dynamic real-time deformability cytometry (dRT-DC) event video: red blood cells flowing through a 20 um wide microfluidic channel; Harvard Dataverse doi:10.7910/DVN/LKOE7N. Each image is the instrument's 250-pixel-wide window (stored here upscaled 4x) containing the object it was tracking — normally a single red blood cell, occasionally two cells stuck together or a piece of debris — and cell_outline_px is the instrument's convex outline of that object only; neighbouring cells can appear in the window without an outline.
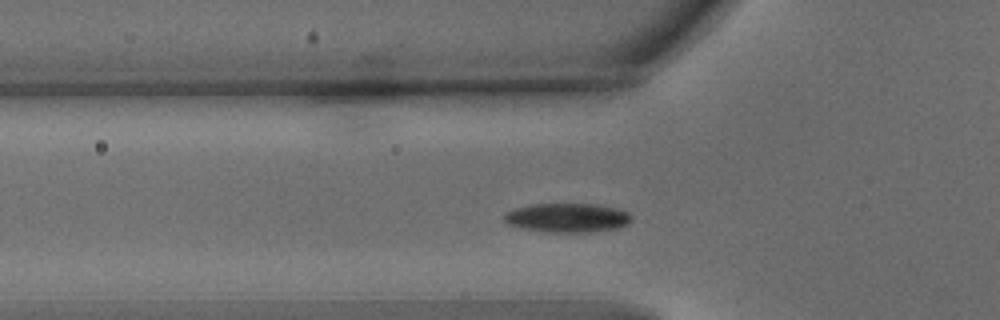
{"species": "common noctule bat (a hibernating species)", "species_latin": "Nyctalus noctula", "temperature_condition": "warm", "stored_images_in_passage": 37, "camera_frame_rate_fps": 3000, "um_per_image_px": 0.085, "animal": {"sex": "male", "body_mass_g": 15.6}, "frame": {"image": 1, "passage_image": 10, "time_ms": 3.0, "image_size_px": [1000, 320], "cell_outline_px": [[632, 220], [628, 224], [616, 228], [584, 232], [548, 232], [520, 228], [508, 224], [504, 220], [504, 212], [516, 208], [536, 204], [596, 204], [616, 208], [628, 212], [632, 216]], "centroid_in_image_um": [48.22, 18.51], "position_along_channel_um": 77.6, "area_um2": 21.5}}
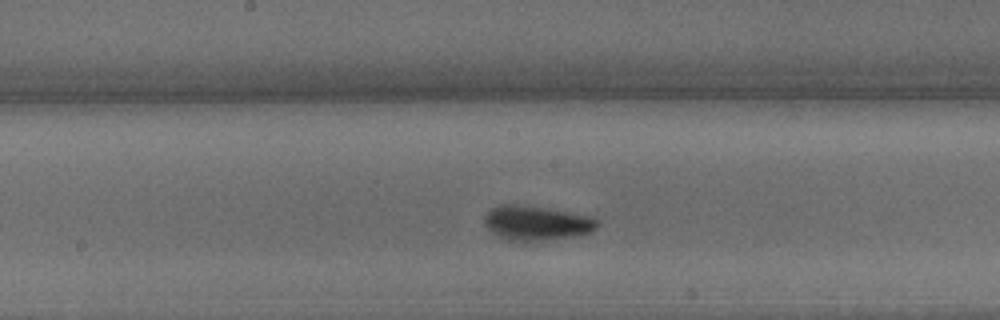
{"frame": {"image": 2, "passage_image": 20, "time_ms": 6.333, "image_size_px": [1000, 320], "cell_outline_px": [[600, 224], [592, 232], [580, 236], [544, 240], [508, 240], [492, 232], [484, 224], [484, 216], [492, 208], [500, 204], [520, 204], [548, 208], [592, 216], [600, 220]], "centroid_in_image_um": [45.67, 18.94], "position_along_channel_um": 202.5, "area_um2": 22.95}}
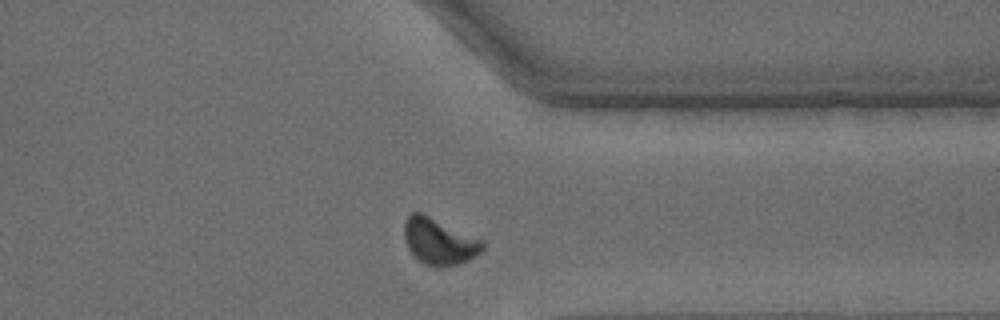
{"frame": {"image": 3, "passage_image": 34, "time_ms": 11.0, "image_size_px": [1000, 320], "cell_outline_px": [[488, 244], [476, 256], [468, 260], [456, 264], [440, 268], [424, 264], [408, 248], [404, 240], [404, 220], [412, 212], [420, 212], [488, 240]], "centroid_in_image_um": [37.4, 20.5], "position_along_channel_um": 374.0, "area_um2": 21.68}, "authors_computed_cell_mechanics": {"area_um2": 21.097, "velocity_mm_per_s": 3.7321, "shape_relaxation_time_tau1_ms": 2.7683, "shape_relaxation_time_tau2_ms": 2.708, "deformation_change_tau1": 0.1018, "deformation_change_tau2": 0.0789}}